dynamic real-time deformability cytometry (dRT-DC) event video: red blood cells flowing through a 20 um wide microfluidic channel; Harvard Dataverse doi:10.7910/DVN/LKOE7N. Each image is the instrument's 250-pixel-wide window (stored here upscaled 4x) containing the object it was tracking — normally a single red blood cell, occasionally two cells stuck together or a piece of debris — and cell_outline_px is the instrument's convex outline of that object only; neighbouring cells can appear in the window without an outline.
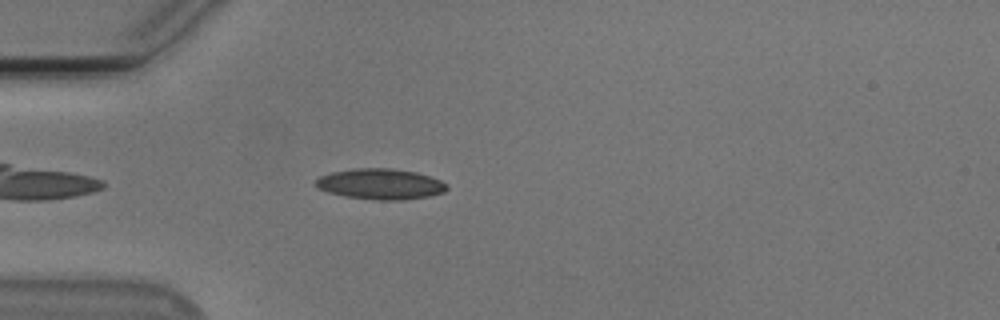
{"species": "Egyptian fruit bat (a non-hibernating species)", "species_latin": "Rousettus aegyptiacus", "temperature_condition": "cold", "stored_images_in_passage": 33, "camera_frame_rate_fps": 3000, "um_per_image_px": 0.085, "animal": {"sex": "male"}, "frame": {"image": 1, "passage_image": 1, "time_ms": 0.0, "image_size_px": [1000, 320], "cell_outline_px": [[448, 188], [444, 192], [428, 196], [404, 200], [376, 200], [344, 196], [328, 192], [320, 188], [316, 184], [316, 180], [320, 176], [332, 172], [352, 168], [392, 168], [416, 172], [440, 180]], "centroid_in_image_um": [32.33, 15.64], "position_along_channel_um": 52.7, "area_um2": 23.29}}
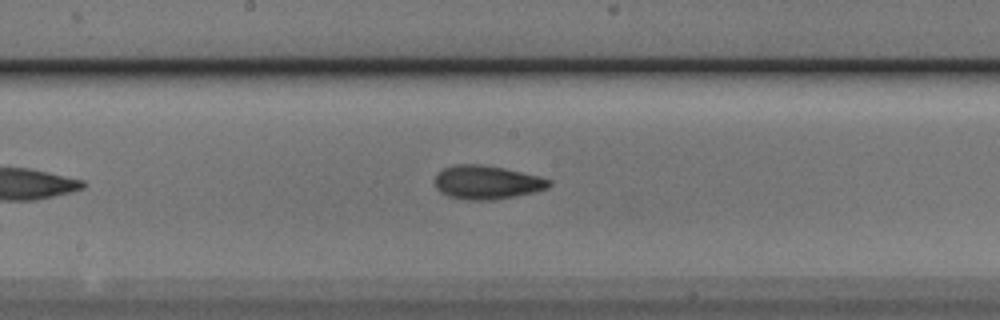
{"frame": {"image": 2, "passage_image": 14, "time_ms": 4.333, "image_size_px": [1000, 320], "cell_outline_px": [[552, 184], [548, 188], [516, 196], [492, 200], [468, 200], [448, 196], [440, 192], [436, 188], [436, 176], [444, 168], [456, 164], [480, 164], [504, 168], [540, 176], [552, 180]], "centroid_in_image_um": [41.41, 15.5], "position_along_channel_um": 206.8, "area_um2": 22.37}}
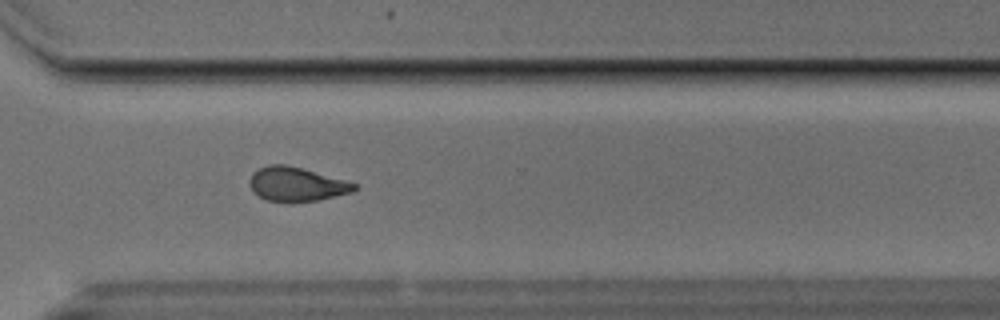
{"frame": {"image": 3, "passage_image": 25, "time_ms": 8.0, "image_size_px": [1000, 320], "cell_outline_px": [[356, 188], [352, 192], [316, 200], [268, 200], [252, 192], [248, 184], [248, 180], [252, 172], [268, 164], [284, 164], [300, 168], [356, 184]], "centroid_in_image_um": [25.11, 15.63], "position_along_channel_um": 345.5, "area_um2": 20.06}, "authors_computed_cell_mechanics": {"area_um2": 21.2704, "velocity_mm_per_s": 3.783, "shape_relaxation_time_tau1_ms": 6.1233, "shape_relaxation_time_tau2_ms": 2.8592, "deformation_change_tau1": 0.1478, "deformation_change_tau2": 0.098}}